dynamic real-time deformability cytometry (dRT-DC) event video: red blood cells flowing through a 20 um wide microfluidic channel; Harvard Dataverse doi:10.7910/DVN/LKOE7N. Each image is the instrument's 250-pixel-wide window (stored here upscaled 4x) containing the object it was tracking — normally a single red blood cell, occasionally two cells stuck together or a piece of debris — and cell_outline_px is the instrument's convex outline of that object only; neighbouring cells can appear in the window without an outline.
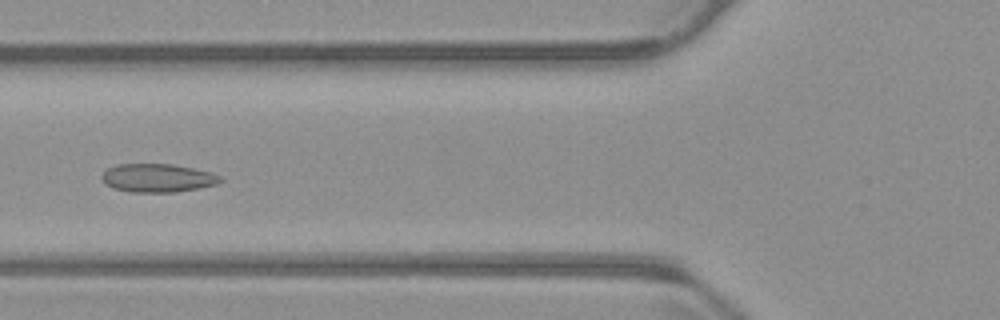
{"species": "common noctule bat (a hibernating species)", "species_latin": "Nyctalus noctula", "temperature_condition": "warm", "stored_images_in_passage": 34, "camera_frame_rate_fps": 3000, "um_per_image_px": 0.085, "animal": {"sex": "male", "body_mass_g": 23.1, "forearm_length_mm": 52.7}, "frame": {"image": 1, "passage_image": 8, "time_ms": 2.333, "image_size_px": [1000, 320], "cell_outline_px": [[224, 180], [216, 184], [176, 192], [128, 192], [112, 188], [104, 184], [100, 176], [108, 168], [116, 164], [172, 164], [212, 172], [220, 176]], "centroid_in_image_um": [13.36, 15.13], "position_along_channel_um": 112.4, "area_um2": 19.71}}
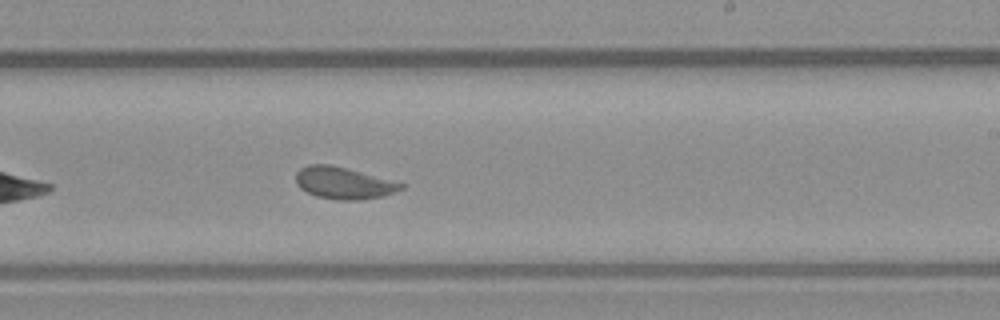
{"frame": {"image": 2, "passage_image": 20, "time_ms": 6.333, "image_size_px": [1000, 320], "cell_outline_px": [[404, 188], [384, 196], [360, 200], [336, 200], [316, 196], [300, 188], [296, 184], [296, 172], [300, 168], [308, 164], [332, 164], [348, 168], [404, 184]], "centroid_in_image_um": [29.17, 15.55], "position_along_channel_um": 259.8, "area_um2": 19.59}}
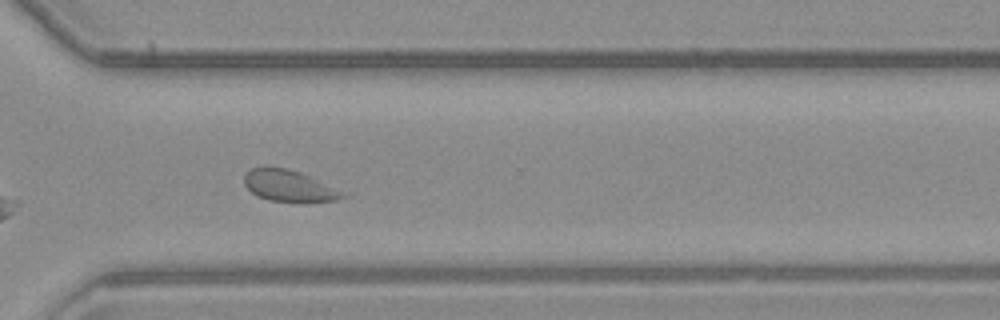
{"frame": {"image": 3, "passage_image": 27, "time_ms": 8.667, "image_size_px": [1000, 320], "cell_outline_px": [[352, 192], [348, 196], [336, 200], [268, 200], [256, 196], [244, 184], [244, 176], [252, 168], [264, 164], [284, 168], [300, 172]], "centroid_in_image_um": [24.64, 15.75], "position_along_channel_um": 346.0, "area_um2": 18.32}, "authors_computed_cell_mechanics": {"area_um2": 19.3341, "velocity_mm_per_s": 3.6938, "shape_relaxation_time_tau1_ms": 4.7803, "shape_relaxation_time_tau2_ms": 1.1798, "deformation_change_tau1": 0.1032, "deformation_change_tau2": 0.0685}}